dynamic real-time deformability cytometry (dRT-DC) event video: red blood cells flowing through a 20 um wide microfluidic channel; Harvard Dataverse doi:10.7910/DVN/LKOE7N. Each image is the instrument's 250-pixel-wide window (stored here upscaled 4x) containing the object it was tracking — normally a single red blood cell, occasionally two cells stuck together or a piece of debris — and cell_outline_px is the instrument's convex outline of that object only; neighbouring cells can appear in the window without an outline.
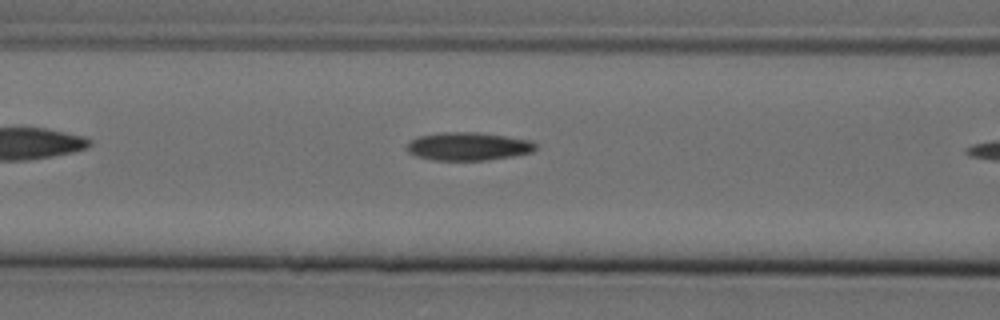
{"species": "Egyptian fruit bat (a non-hibernating species)", "species_latin": "Rousettus aegyptiacus", "temperature_condition": "cold", "stored_images_in_passage": 8, "camera_frame_rate_fps": 3000, "um_per_image_px": 0.085, "animal": {"sex": "female"}, "frame": {"image": 1, "passage_image": 7, "time_ms": 2.0, "image_size_px": [1000, 320], "cell_outline_px": [[536, 148], [532, 152], [512, 156], [488, 160], [432, 160], [416, 156], [408, 152], [404, 148], [412, 140], [420, 136], [444, 132], [480, 132], [532, 140], [536, 144]], "centroid_in_image_um": [39.81, 12.44], "position_along_channel_um": 126.8, "area_um2": 21.15}}